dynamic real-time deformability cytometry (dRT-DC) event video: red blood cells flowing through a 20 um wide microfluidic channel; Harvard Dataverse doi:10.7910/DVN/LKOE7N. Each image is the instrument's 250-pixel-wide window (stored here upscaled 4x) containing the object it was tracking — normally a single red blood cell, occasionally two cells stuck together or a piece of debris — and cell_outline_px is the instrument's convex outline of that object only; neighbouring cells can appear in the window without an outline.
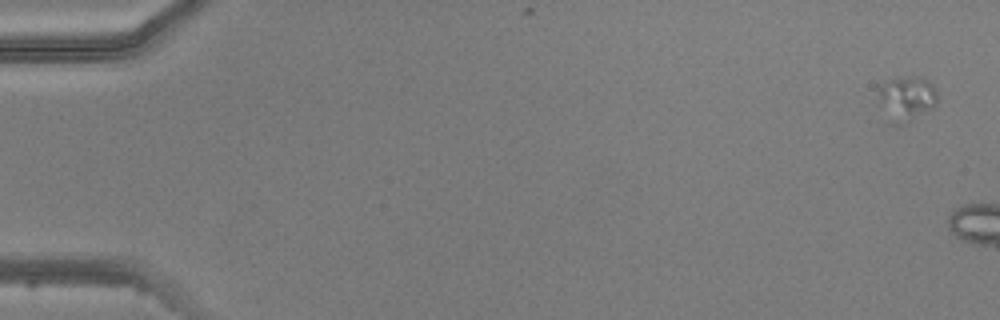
{"species": "common noctule bat (a hibernating species)", "species_latin": "Nyctalus noctula", "temperature_condition": "warm", "stored_images_in_passage": 6, "camera_frame_rate_fps": 3000, "um_per_image_px": 0.085, "animal": {"sex": "male", "body_mass_g": 20.5, "forearm_length_mm": 52.5}, "frame": {"image": 1, "passage_image": 1, "time_ms": 0.0, "image_size_px": [1000, 320], "cell_outline_px": [[936, 104], [932, 108], [908, 124], [892, 124], [880, 96], [876, 84], [888, 80], [912, 76], [916, 76], [928, 80], [936, 88]], "centroid_in_image_um": [77.1, 8.35], "position_along_channel_um": 7.9, "area_um2": 15.2}}